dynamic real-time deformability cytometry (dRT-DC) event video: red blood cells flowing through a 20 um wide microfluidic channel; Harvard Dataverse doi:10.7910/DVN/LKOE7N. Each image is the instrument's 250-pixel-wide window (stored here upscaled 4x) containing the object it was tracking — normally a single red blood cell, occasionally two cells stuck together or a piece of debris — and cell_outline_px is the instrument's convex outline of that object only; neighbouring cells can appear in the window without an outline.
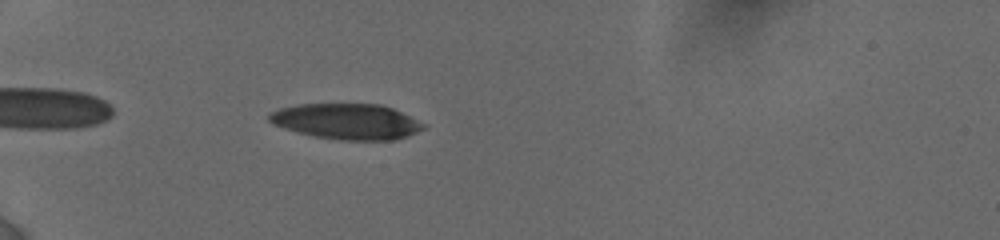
{"species": "human", "species_latin": "Homo sapiens", "temperature_condition": "cold", "stored_images_in_passage": 62, "camera_frame_rate_fps": 3000, "um_per_image_px": 0.085, "donor": {"sex": "female"}, "frame": {"image": 1, "passage_image": 2, "time_ms": 0.333, "image_size_px": [1000, 240], "cell_outline_px": [[428, 124], [424, 128], [408, 136], [396, 140], [340, 140], [316, 136], [300, 132], [272, 124], [268, 120], [268, 116], [272, 112], [280, 108], [300, 104], [380, 104], [392, 108]], "centroid_in_image_um": [29.52, 10.32], "position_along_channel_um": 55.5, "area_um2": 31.91}}
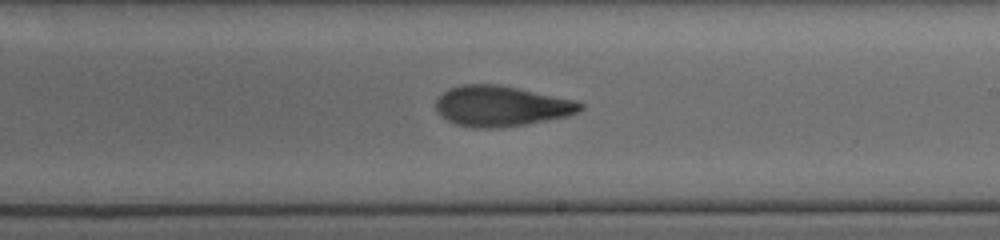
{"frame": {"image": 2, "passage_image": 29, "time_ms": 6.0, "image_size_px": [1000, 240], "cell_outline_px": [[584, 108], [580, 112], [568, 116], [524, 124], [500, 128], [476, 128], [456, 124], [440, 116], [436, 112], [436, 100], [448, 88], [460, 84], [496, 84], [576, 100], [584, 104]], "centroid_in_image_um": [42.6, 9.02], "position_along_channel_um": 246.4, "area_um2": 34.1}}
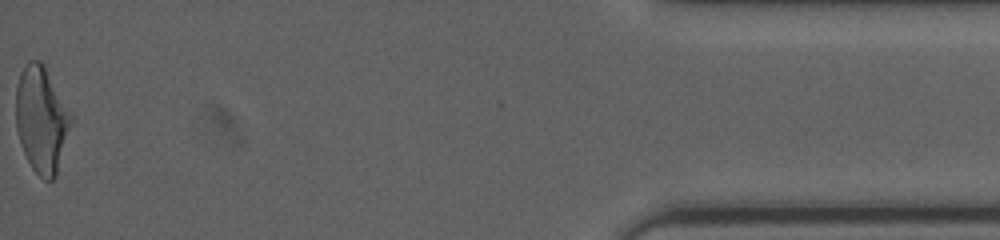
{"frame": {"image": 3, "passage_image": 62, "time_ms": 12.667, "image_size_px": [1000, 240], "cell_outline_px": [[72, 124], [56, 176], [52, 180], [44, 180], [32, 168], [20, 144], [16, 128], [16, 84], [20, 72], [24, 64], [28, 60], [40, 60], [44, 64], [72, 116]], "centroid_in_image_um": [3.51, 10.14], "position_along_channel_um": 431.7, "area_um2": 34.22}, "authors_computed_cell_mechanics": {"area_um2": 33.5818, "velocity_mm_per_s": 3.8473, "shape_relaxation_time_tau1_ms": 4.5512, "shape_relaxation_time_tau2_ms": 2.5725, "deformation_change_tau1": 0.2001, "deformation_change_tau2": 0.0917}}